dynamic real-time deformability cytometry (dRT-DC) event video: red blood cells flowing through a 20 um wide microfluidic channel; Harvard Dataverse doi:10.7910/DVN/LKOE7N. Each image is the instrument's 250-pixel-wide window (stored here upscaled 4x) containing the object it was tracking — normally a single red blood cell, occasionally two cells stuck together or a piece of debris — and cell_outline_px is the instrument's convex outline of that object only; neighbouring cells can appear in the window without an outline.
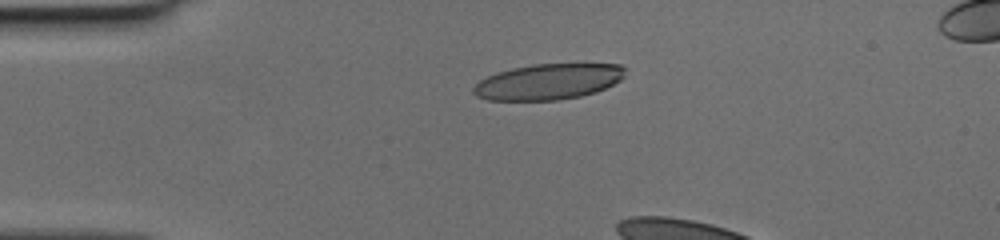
{"species": "human", "species_latin": "Homo sapiens", "temperature_condition": "cold", "stored_images_in_passage": 6, "camera_frame_rate_fps": 3000, "um_per_image_px": 0.085, "donor": {"sex": "female"}, "frame": {"image": 1, "passage_image": 1, "time_ms": 0.0, "image_size_px": [1000, 240], "cell_outline_px": [[624, 76], [620, 80], [596, 92], [580, 96], [556, 100], [488, 100], [476, 96], [472, 92], [472, 88], [480, 80], [496, 72], [512, 68], [532, 64], [620, 64], [624, 68]], "centroid_in_image_um": [46.56, 6.94], "position_along_channel_um": 38.4, "area_um2": 31.5}}